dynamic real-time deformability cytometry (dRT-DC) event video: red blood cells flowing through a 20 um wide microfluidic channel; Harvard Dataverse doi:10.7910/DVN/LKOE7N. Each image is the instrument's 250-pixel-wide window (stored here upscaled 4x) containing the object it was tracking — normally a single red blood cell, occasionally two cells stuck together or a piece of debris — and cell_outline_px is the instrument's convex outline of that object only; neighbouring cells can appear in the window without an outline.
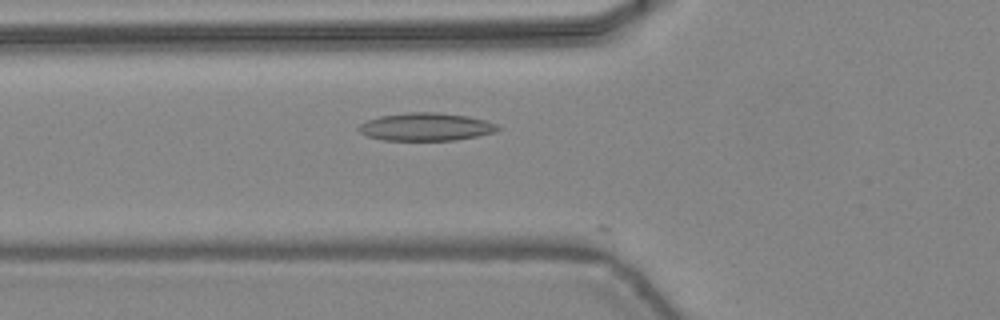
{"species": "common noctule bat (a hibernating species)", "species_latin": "Nyctalus noctula", "temperature_condition": "warm", "stored_images_in_passage": 10, "camera_frame_rate_fps": 3000, "um_per_image_px": 0.085, "animal": {"sex": "female", "body_mass_g": 24.6, "forearm_length_mm": 56.2}, "frame": {"image": 1, "passage_image": 6, "time_ms": 1.667, "image_size_px": [1000, 320], "cell_outline_px": [[500, 128], [496, 132], [456, 140], [380, 140], [368, 136], [360, 132], [356, 128], [360, 124], [368, 120], [380, 116], [408, 112], [436, 112], [468, 116], [484, 120], [496, 124]], "centroid_in_image_um": [36.19, 10.78], "position_along_channel_um": 89.6, "area_um2": 22.54}}
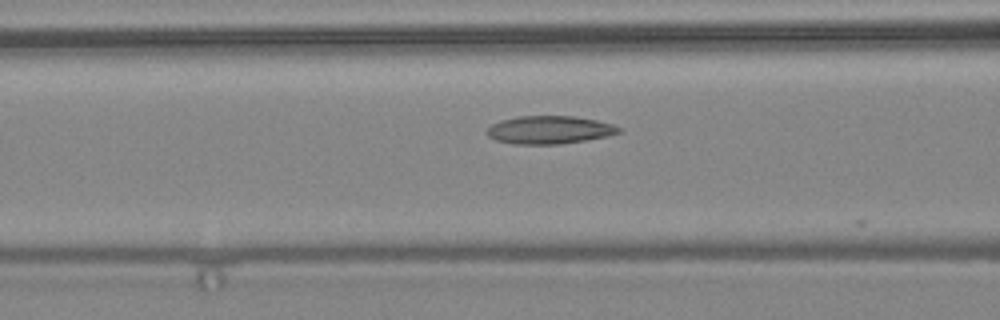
{"frame": {"image": 2, "passage_image": 8, "time_ms": 2.333, "image_size_px": [1000, 320], "cell_outline_px": [[620, 132], [608, 136], [560, 144], [512, 144], [496, 140], [488, 136], [484, 132], [492, 124], [500, 120], [516, 116], [572, 116], [596, 120], [612, 124], [620, 128]], "centroid_in_image_um": [46.65, 11.04], "position_along_channel_um": 120.0, "area_um2": 21.5}}